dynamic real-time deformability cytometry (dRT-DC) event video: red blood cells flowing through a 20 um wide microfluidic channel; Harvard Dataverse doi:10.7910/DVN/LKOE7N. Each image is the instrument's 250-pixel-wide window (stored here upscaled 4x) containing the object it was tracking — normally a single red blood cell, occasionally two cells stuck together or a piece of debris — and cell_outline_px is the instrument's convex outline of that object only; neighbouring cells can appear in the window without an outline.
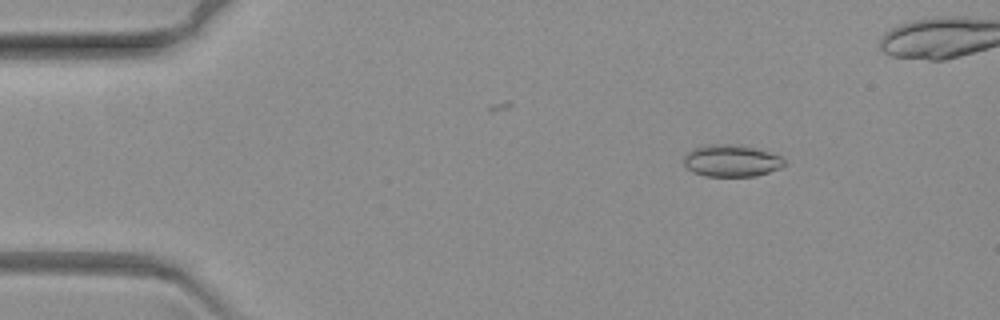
{"species": "common noctule bat (a hibernating species)", "species_latin": "Nyctalus noctula", "temperature_condition": "warm", "stored_images_in_passage": 59, "camera_frame_rate_fps": 3000, "um_per_image_px": 0.085, "animal": {"sex": "female", "body_mass_g": 19.3, "forearm_length_mm": 54.1}, "frame": {"image": 1, "passage_image": 7, "time_ms": 2.0, "image_size_px": [1000, 320], "cell_outline_px": [[784, 164], [780, 168], [756, 176], [704, 176], [688, 168], [684, 164], [684, 156], [692, 148], [708, 144], [728, 144], [756, 148], [780, 156], [784, 160]], "centroid_in_image_um": [62.15, 13.66], "position_along_channel_um": 22.8, "area_um2": 18.5}}
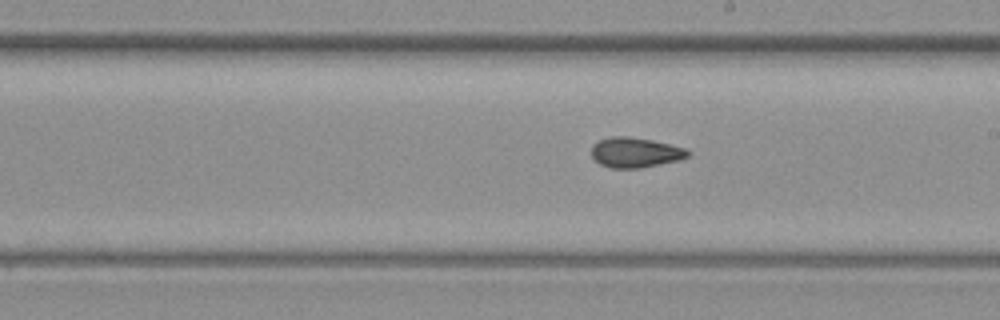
{"frame": {"image": 2, "passage_image": 36, "time_ms": 11.667, "image_size_px": [1000, 320], "cell_outline_px": [[692, 152], [688, 156], [680, 160], [640, 168], [612, 168], [600, 164], [592, 156], [592, 144], [600, 140], [612, 136], [628, 136], [652, 140], [684, 148]], "centroid_in_image_um": [54.0, 12.96], "position_along_channel_um": 235.0, "area_um2": 16.82}}
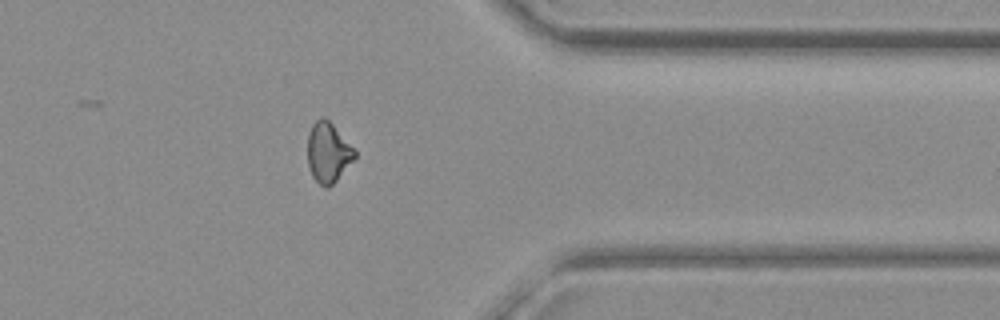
{"frame": {"image": 3, "passage_image": 52, "time_ms": 17.0, "image_size_px": [1000, 320], "cell_outline_px": [[356, 156], [336, 180], [328, 188], [324, 188], [312, 176], [308, 164], [308, 136], [312, 124], [320, 116], [324, 116], [332, 124], [356, 152]], "centroid_in_image_um": [27.86, 12.96], "position_along_channel_um": 383.5, "area_um2": 16.13}}